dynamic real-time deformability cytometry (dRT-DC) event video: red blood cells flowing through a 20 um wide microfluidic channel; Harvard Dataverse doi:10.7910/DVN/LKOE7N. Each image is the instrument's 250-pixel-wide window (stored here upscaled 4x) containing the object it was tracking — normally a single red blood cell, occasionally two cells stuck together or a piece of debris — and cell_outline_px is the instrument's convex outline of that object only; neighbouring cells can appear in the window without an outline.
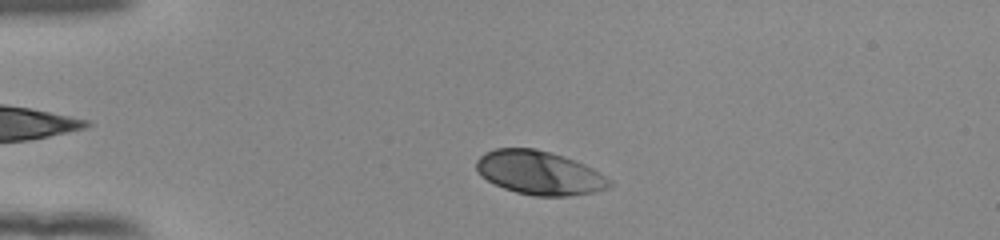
{"species": "human", "species_latin": "Homo sapiens", "temperature_condition": "room temperature", "stored_images_in_passage": 43, "camera_frame_rate_fps": 3000, "um_per_image_px": 0.085, "donor": {"sex": "female"}, "frame": {"image": 1, "passage_image": 3, "time_ms": 0.667, "image_size_px": [1000, 240], "cell_outline_px": [[612, 184], [608, 188], [592, 192], [568, 196], [536, 196], [516, 192], [504, 188], [480, 176], [476, 168], [476, 160], [484, 152], [496, 148], [536, 148], [584, 164], [600, 172], [612, 180]], "centroid_in_image_um": [45.83, 14.69], "position_along_channel_um": 39.2, "area_um2": 33.76}}
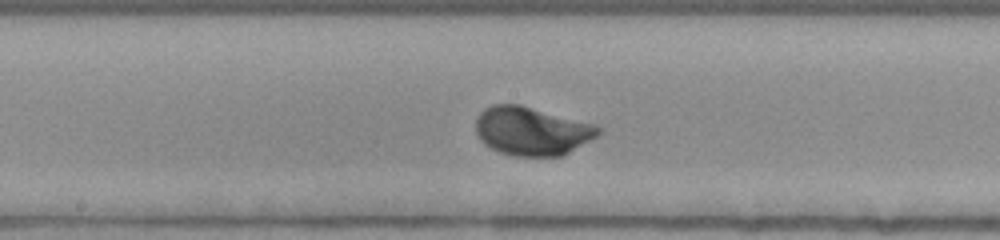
{"frame": {"image": 2, "passage_image": 19, "time_ms": 6.0, "image_size_px": [1000, 240], "cell_outline_px": [[600, 132], [596, 136], [564, 156], [512, 156], [500, 152], [484, 144], [480, 140], [476, 132], [476, 120], [480, 112], [484, 108], [492, 104], [520, 104], [596, 124], [600, 128]], "centroid_in_image_um": [45.19, 11.13], "position_along_channel_um": 203.0, "area_um2": 34.8}}
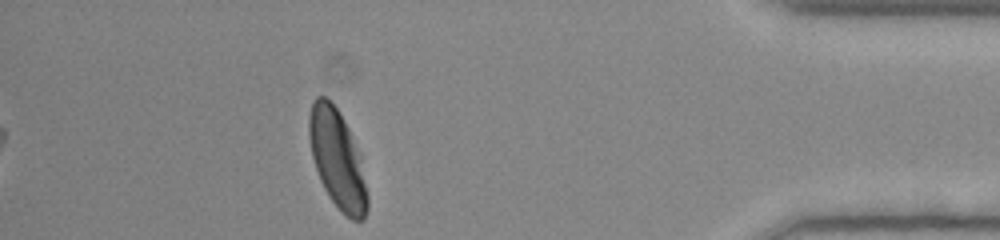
{"frame": {"image": 3, "passage_image": 38, "time_ms": 12.333, "image_size_px": [1000, 240], "cell_outline_px": [[368, 208], [364, 220], [352, 220], [340, 212], [324, 188], [320, 180], [312, 156], [308, 136], [308, 116], [312, 100], [316, 96], [324, 96], [336, 108], [348, 128], [360, 156], [368, 196]], "centroid_in_image_um": [28.66, 13.55], "position_along_channel_um": 406.5, "area_um2": 33.29}, "authors_computed_cell_mechanics": {"area_um2": 33.6396, "velocity_mm_per_s": 3.8715, "shape_relaxation_time_tau1_ms": 1.434, "shape_relaxation_time_tau2_ms": null, "deformation_change_tau1": 0.1396, "deformation_change_tau2": null}}